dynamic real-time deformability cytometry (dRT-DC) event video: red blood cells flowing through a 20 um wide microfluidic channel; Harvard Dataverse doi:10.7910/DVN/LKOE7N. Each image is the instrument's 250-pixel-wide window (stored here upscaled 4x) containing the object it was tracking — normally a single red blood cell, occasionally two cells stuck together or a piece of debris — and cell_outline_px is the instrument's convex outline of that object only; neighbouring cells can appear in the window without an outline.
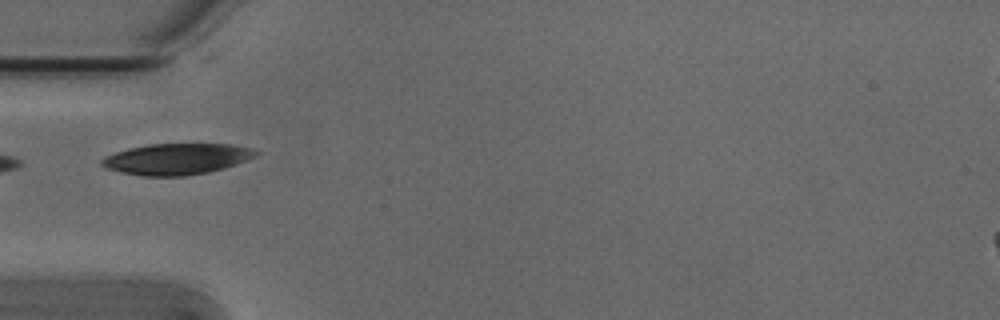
{"species": "Egyptian fruit bat (a non-hibernating species)", "species_latin": "Rousettus aegyptiacus", "temperature_condition": "cold", "stored_images_in_passage": 2, "camera_frame_rate_fps": 3000, "um_per_image_px": 0.085, "animal": {"sex": "male"}, "frame": {"image": 1, "passage_image": 1, "time_ms": 0.0, "image_size_px": [1000, 320], "cell_outline_px": [[260, 152], [256, 156], [236, 164], [224, 168], [208, 172], [184, 176], [144, 176], [120, 172], [104, 168], [100, 164], [100, 160], [104, 156], [128, 148], [148, 144], [232, 144], [252, 148]], "centroid_in_image_um": [14.99, 13.51], "position_along_channel_um": 70.0, "area_um2": 28.09}}